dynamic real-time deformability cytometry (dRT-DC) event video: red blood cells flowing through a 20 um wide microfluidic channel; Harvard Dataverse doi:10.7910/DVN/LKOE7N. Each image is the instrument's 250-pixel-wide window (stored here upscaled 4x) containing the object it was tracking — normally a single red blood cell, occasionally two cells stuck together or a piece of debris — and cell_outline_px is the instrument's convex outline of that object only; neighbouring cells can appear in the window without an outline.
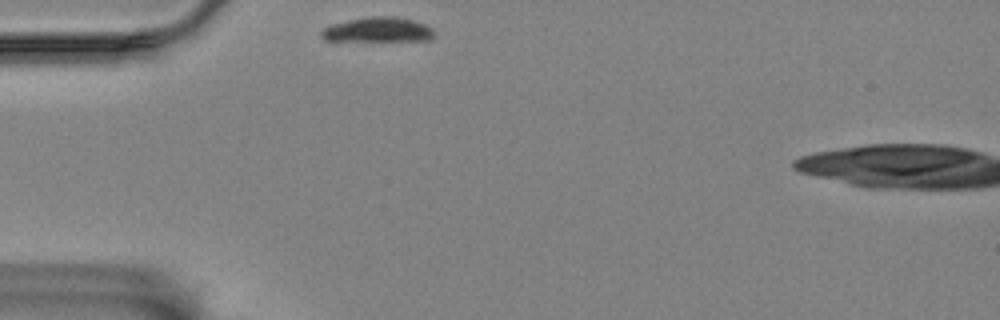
{"species": "Egyptian fruit bat (a non-hibernating species)", "species_latin": "Rousettus aegyptiacus", "temperature_condition": "room temperature", "stored_images_in_passage": 42, "camera_frame_rate_fps": 3000, "um_per_image_px": 0.085, "animal": {"sex": "female"}, "frame": {"image": 1, "passage_image": 1, "time_ms": 0.0, "image_size_px": [1000, 320], "cell_outline_px": [[436, 36], [432, 40], [324, 40], [320, 36], [320, 32], [328, 24], [348, 20], [372, 16], [396, 16], [412, 20], [424, 24], [432, 28]], "centroid_in_image_um": [32.12, 2.52], "position_along_channel_um": 52.9, "area_um2": 16.3}}
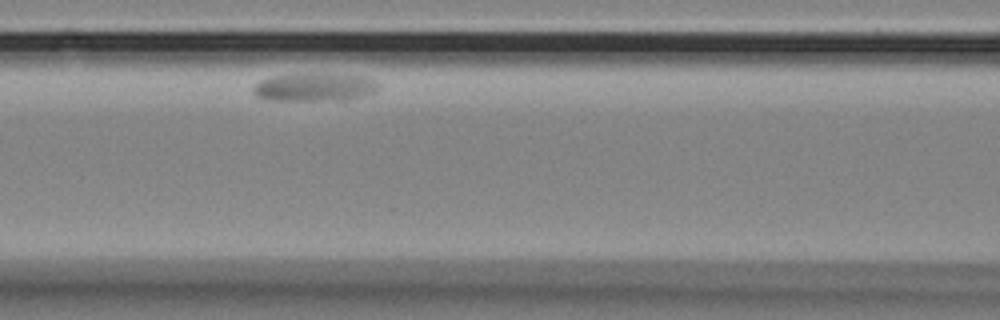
{"frame": {"image": 2, "passage_image": 13, "time_ms": 4.0, "image_size_px": [1000, 320], "cell_outline_px": [[380, 84], [376, 92], [364, 96], [348, 100], [268, 100], [256, 96], [252, 92], [252, 88], [260, 80], [272, 76], [292, 72], [332, 72], [368, 76], [376, 80]], "centroid_in_image_um": [26.79, 7.36], "position_along_channel_um": 139.8, "area_um2": 21.79}}
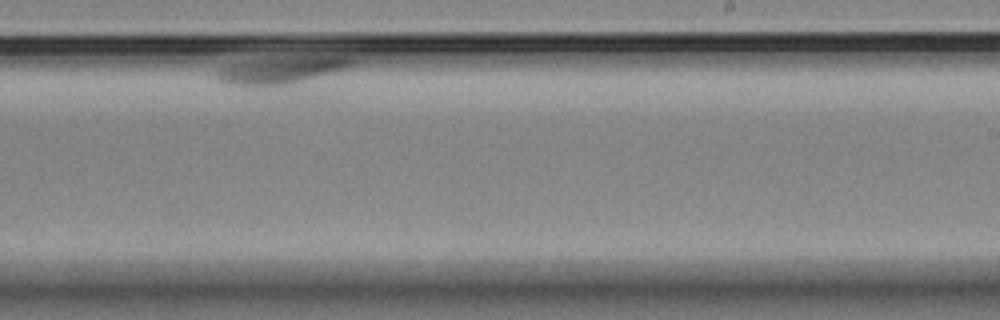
{"frame": {"image": 3, "passage_image": 30, "time_ms": 9.667, "image_size_px": [1000, 320], "cell_outline_px": [[356, 60], [352, 64], [344, 68], [300, 84], [288, 88], [240, 88], [224, 84], [216, 80], [212, 76], [220, 68], [232, 64], [292, 56], [352, 56]], "centroid_in_image_um": [23.84, 6.06], "position_along_channel_um": 265.2, "area_um2": 22.83}}